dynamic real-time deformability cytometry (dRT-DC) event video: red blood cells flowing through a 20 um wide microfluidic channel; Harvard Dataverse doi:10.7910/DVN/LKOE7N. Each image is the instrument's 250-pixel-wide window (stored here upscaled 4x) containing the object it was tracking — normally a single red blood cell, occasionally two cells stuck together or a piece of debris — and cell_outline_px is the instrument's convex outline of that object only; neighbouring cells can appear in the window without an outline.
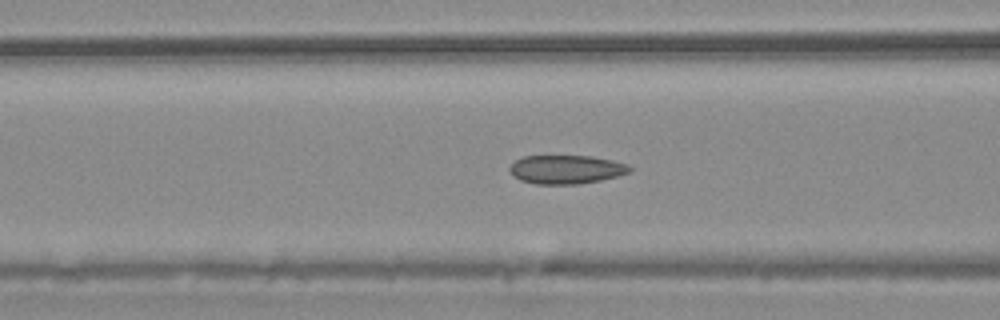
{"species": "common noctule bat (a hibernating species)", "species_latin": "Nyctalus noctula", "temperature_condition": "warm", "stored_images_in_passage": 43, "camera_frame_rate_fps": 3000, "um_per_image_px": 0.085, "animal": {"sex": "male", "body_mass_g": 20.4}, "frame": {"image": 1, "passage_image": 21, "time_ms": 6.667, "image_size_px": [1000, 320], "cell_outline_px": [[632, 172], [600, 180], [576, 184], [536, 184], [520, 180], [508, 168], [516, 160], [524, 156], [588, 156], [612, 160], [628, 164], [632, 168]], "centroid_in_image_um": [48.15, 14.4], "position_along_channel_um": 118.4, "area_um2": 19.88}}
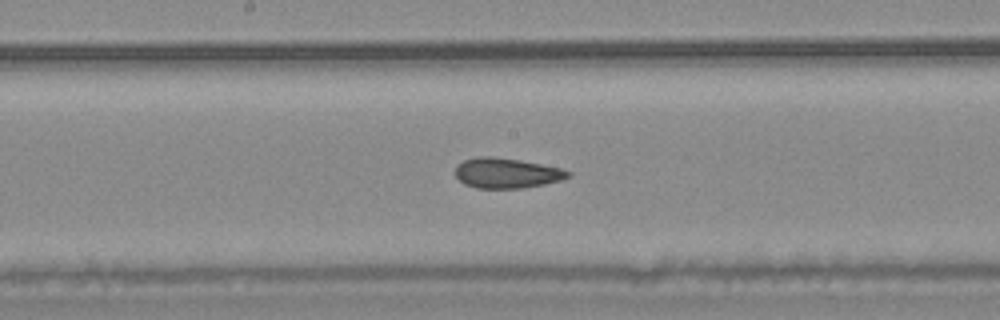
{"frame": {"image": 2, "passage_image": 28, "time_ms": 9.0, "image_size_px": [1000, 320], "cell_outline_px": [[572, 176], [560, 180], [544, 184], [524, 188], [476, 188], [464, 184], [456, 176], [456, 164], [464, 160], [476, 156], [492, 156], [520, 160], [560, 168], [572, 172]], "centroid_in_image_um": [43.05, 14.71], "position_along_channel_um": 205.1, "area_um2": 19.88}}
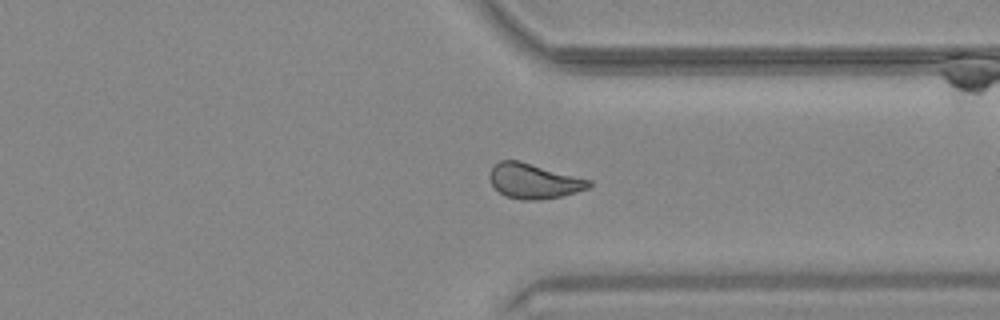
{"frame": {"image": 3, "passage_image": 41, "time_ms": 13.333, "image_size_px": [1000, 320], "cell_outline_px": [[592, 184], [588, 188], [564, 196], [536, 200], [524, 200], [504, 196], [492, 184], [488, 176], [492, 168], [500, 160], [520, 160], [592, 180]], "centroid_in_image_um": [45.39, 15.38], "position_along_channel_um": 366.0, "area_um2": 20.35}}